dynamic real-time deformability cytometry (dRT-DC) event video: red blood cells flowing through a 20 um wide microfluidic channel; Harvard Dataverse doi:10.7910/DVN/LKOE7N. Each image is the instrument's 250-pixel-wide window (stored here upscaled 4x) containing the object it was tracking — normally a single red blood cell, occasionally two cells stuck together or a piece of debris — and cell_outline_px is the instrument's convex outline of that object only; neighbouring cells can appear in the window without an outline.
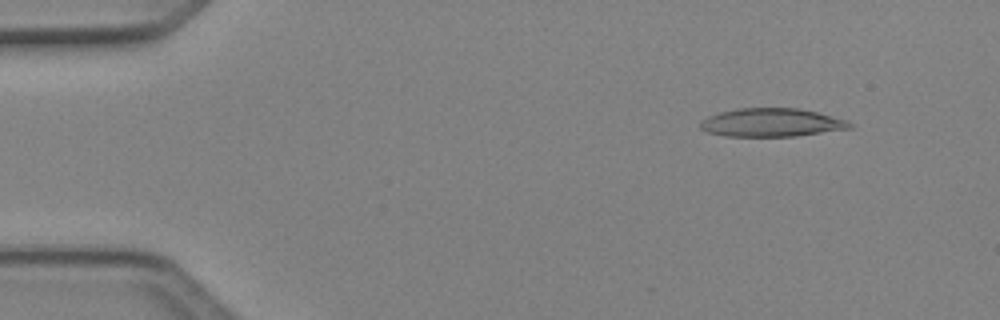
{"species": "Egyptian fruit bat (a non-hibernating species)", "species_latin": "Rousettus aegyptiacus", "temperature_condition": "cold", "stored_images_in_passage": 4, "camera_frame_rate_fps": 3000, "um_per_image_px": 0.085, "animal": {"sex": "female"}, "frame": {"image": 1, "passage_image": 1, "time_ms": 0.0, "image_size_px": [1000, 320], "cell_outline_px": [[852, 128], [796, 136], [724, 136], [708, 132], [700, 128], [700, 120], [708, 116], [720, 112], [736, 108], [800, 108], [816, 112], [844, 120], [852, 124]], "centroid_in_image_um": [65.53, 10.41], "position_along_channel_um": 19.5, "area_um2": 24.57}}
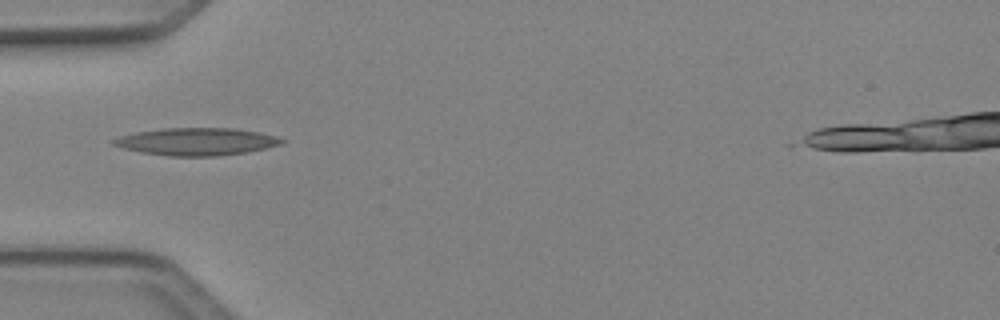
{"frame": {"image": 2, "passage_image": 4, "time_ms": 1.0, "image_size_px": [1000, 320], "cell_outline_px": [[284, 140], [280, 144], [248, 152], [216, 156], [168, 156], [140, 152], [124, 148], [112, 144], [112, 140], [120, 136], [136, 132], [164, 128], [236, 128], [256, 132], [272, 136]], "centroid_in_image_um": [16.65, 12.04], "position_along_channel_um": 68.4, "area_um2": 26.59}}